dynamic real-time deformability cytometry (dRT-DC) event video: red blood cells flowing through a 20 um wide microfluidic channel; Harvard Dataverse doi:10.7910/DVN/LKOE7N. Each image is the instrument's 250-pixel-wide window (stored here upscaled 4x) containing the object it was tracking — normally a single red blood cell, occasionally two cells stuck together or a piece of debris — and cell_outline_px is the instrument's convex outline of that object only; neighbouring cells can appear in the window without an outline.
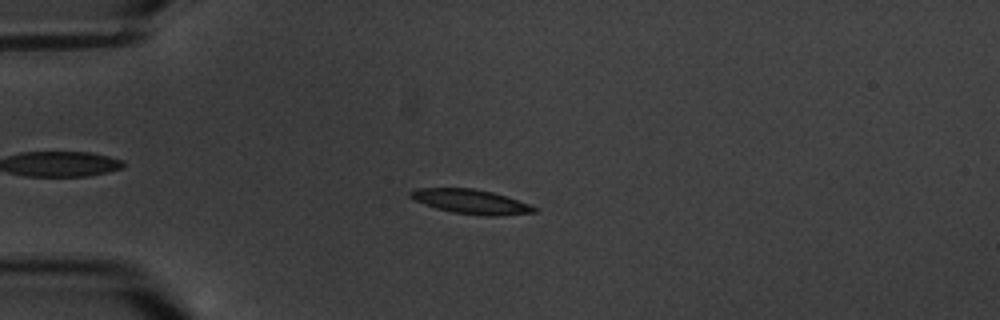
{"species": "common noctule bat (a hibernating species)", "species_latin": "Nyctalus noctula", "temperature_condition": "warm", "stored_images_in_passage": 4, "camera_frame_rate_fps": 3000, "um_per_image_px": 0.085, "animal": {"sex": "male", "body_mass_g": 20.1, "forearm_length_mm": 53.5}, "frame": {"image": 1, "passage_image": 4, "time_ms": 3.333, "image_size_px": [1000, 320], "cell_outline_px": [[540, 208], [536, 212], [496, 216], [484, 216], [452, 212], [436, 208], [424, 204], [408, 196], [408, 192], [416, 188], [472, 188], [492, 192]], "centroid_in_image_um": [40.01, 17.14], "position_along_channel_um": 45.0, "area_um2": 17.51}}